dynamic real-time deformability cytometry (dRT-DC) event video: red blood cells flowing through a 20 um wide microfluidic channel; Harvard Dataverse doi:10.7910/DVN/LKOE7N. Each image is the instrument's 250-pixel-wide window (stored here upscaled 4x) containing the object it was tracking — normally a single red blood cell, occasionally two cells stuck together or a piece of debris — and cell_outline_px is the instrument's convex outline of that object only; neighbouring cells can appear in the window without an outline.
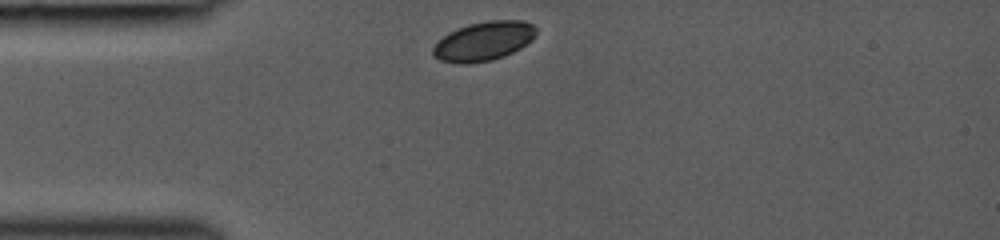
{"species": "common noctule bat (a hibernating species)", "species_latin": "Nyctalus noctula", "temperature_condition": "room temperature", "stored_images_in_passage": 29, "camera_frame_rate_fps": 3000, "um_per_image_px": 0.085, "animal": {"sex": "female", "body_mass_g": 19.0, "forearm_length_mm": 53.3}, "frame": {"image": 1, "passage_image": 1, "time_ms": 0.0, "image_size_px": [1000, 240], "cell_outline_px": [[536, 36], [532, 40], [520, 48], [504, 56], [492, 60], [468, 64], [460, 64], [440, 60], [432, 56], [432, 48], [448, 32], [468, 24], [488, 20], [524, 20], [532, 24], [536, 28]], "centroid_in_image_um": [41.12, 3.5], "position_along_channel_um": 43.9, "area_um2": 23.64}}
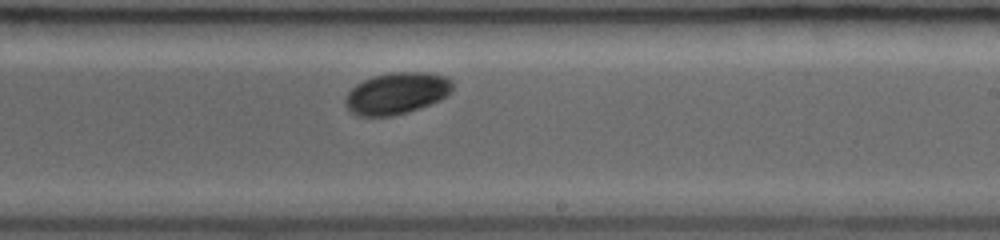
{"frame": {"image": 2, "passage_image": 17, "time_ms": 5.333, "image_size_px": [1000, 240], "cell_outline_px": [[452, 92], [448, 96], [440, 100], [408, 112], [392, 116], [356, 116], [348, 108], [344, 100], [348, 92], [356, 84], [364, 80], [376, 76], [392, 72], [428, 72], [444, 76], [452, 80]], "centroid_in_image_um": [33.74, 7.93], "position_along_channel_um": 255.3, "area_um2": 26.01}}
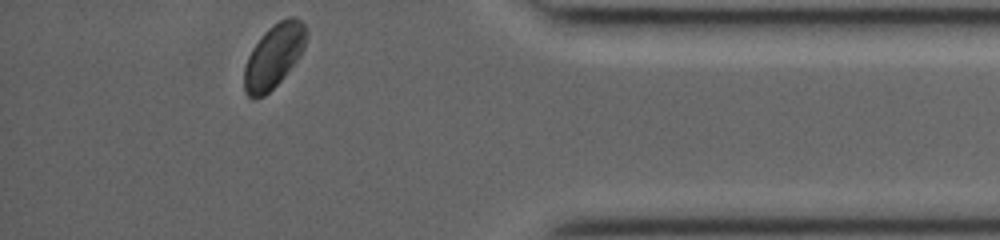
{"frame": {"image": 3, "passage_image": 29, "time_ms": 9.333, "image_size_px": [1000, 240], "cell_outline_px": [[304, 48], [300, 56], [284, 76], [264, 96], [252, 100], [244, 92], [244, 64], [252, 48], [264, 32], [268, 28], [280, 20], [288, 16], [296, 16], [304, 24]], "centroid_in_image_um": [23.23, 4.78], "position_along_channel_um": 412.0, "area_um2": 22.83}}